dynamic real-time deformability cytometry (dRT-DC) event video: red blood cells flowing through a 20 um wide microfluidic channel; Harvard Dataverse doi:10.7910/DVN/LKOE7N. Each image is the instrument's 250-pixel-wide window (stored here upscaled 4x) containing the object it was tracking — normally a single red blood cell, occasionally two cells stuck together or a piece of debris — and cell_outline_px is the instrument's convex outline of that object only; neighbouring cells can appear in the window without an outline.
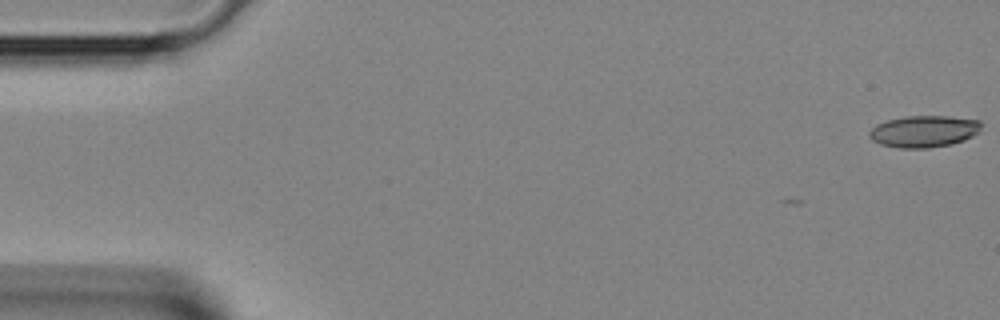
{"species": "Egyptian fruit bat (a non-hibernating species)", "species_latin": "Rousettus aegyptiacus", "temperature_condition": "room temperature", "stored_images_in_passage": 2, "segment_of_instrument_passage": [2, 2], "camera_frame_rate_fps": 3000, "um_per_image_px": 0.085, "animal": {"sex": "female"}, "frame": {"image": 1, "passage_image": 2, "time_ms": 0.333, "image_size_px": [1000, 320], "cell_outline_px": [[984, 124], [980, 132], [964, 140], [952, 144], [928, 148], [900, 148], [880, 144], [872, 140], [868, 136], [868, 132], [876, 124], [888, 120], [904, 116], [948, 116], [980, 120]], "centroid_in_image_um": [78.56, 11.16], "position_along_channel_um": 6.4, "area_um2": 20.98}}